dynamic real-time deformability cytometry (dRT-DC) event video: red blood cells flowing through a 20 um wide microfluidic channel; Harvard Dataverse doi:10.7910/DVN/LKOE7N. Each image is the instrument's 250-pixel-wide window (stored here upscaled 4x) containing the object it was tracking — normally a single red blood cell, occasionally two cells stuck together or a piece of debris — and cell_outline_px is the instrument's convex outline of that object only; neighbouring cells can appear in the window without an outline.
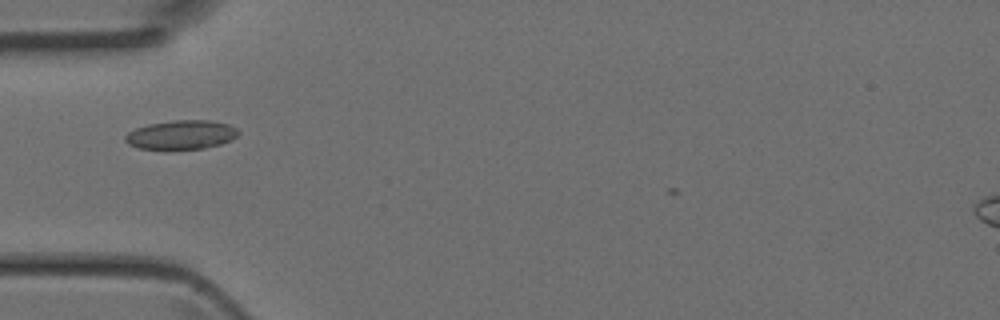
{"species": "Egyptian fruit bat (a non-hibernating species)", "species_latin": "Rousettus aegyptiacus", "temperature_condition": "room temperature", "stored_images_in_passage": 6, "camera_frame_rate_fps": 3000, "um_per_image_px": 0.085, "animal": {"sex": "female"}, "frame": {"image": 1, "passage_image": 5, "time_ms": 1.333, "image_size_px": [1000, 320], "cell_outline_px": [[240, 132], [232, 140], [220, 144], [204, 148], [164, 152], [140, 148], [128, 144], [124, 140], [124, 136], [128, 132], [136, 128], [148, 124], [176, 120], [212, 120], [228, 124], [236, 128]], "centroid_in_image_um": [15.38, 11.49], "position_along_channel_um": 69.6, "area_um2": 19.83}}
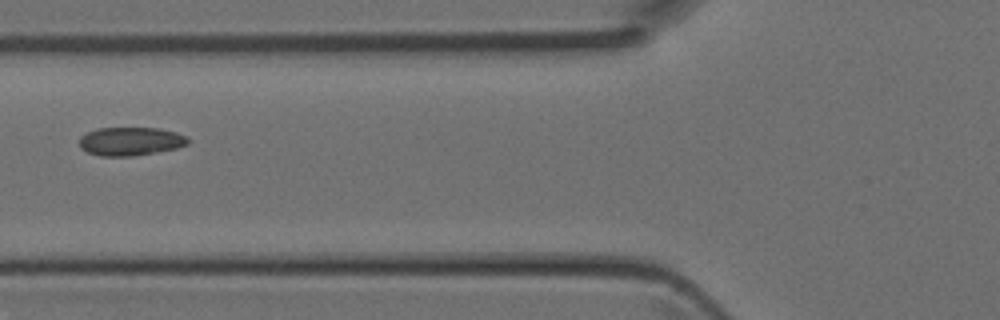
{"frame": {"image": 2, "passage_image": 6, "time_ms": 1.667, "image_size_px": [1000, 320], "cell_outline_px": [[188, 144], [176, 148], [156, 152], [132, 156], [100, 156], [88, 152], [80, 148], [80, 136], [96, 128], [160, 128], [176, 132], [188, 136]], "centroid_in_image_um": [11.1, 12.01], "position_along_channel_um": 114.7, "area_um2": 18.03}}